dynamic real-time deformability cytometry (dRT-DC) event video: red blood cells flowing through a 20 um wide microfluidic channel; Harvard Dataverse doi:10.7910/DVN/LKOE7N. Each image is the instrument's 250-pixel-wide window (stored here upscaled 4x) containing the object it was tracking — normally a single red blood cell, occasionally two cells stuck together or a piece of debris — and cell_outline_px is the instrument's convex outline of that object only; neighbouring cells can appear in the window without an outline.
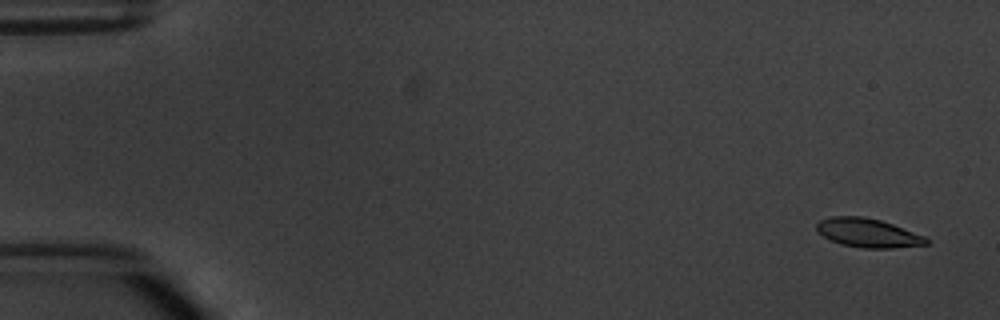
{"species": "common noctule bat (a hibernating species)", "species_latin": "Nyctalus noctula", "temperature_condition": "warm", "stored_images_in_passage": 4, "camera_frame_rate_fps": 3000, "um_per_image_px": 0.085, "animal": {"sex": "male", "body_mass_g": 20.1, "forearm_length_mm": 53.5}, "frame": {"image": 1, "passage_image": 1, "time_ms": 0.0, "image_size_px": [1000, 320], "cell_outline_px": [[928, 244], [892, 248], [864, 248], [840, 244], [816, 232], [816, 224], [820, 220], [832, 216], [864, 216], [880, 220], [892, 224], [924, 236], [928, 240]], "centroid_in_image_um": [73.74, 19.79], "position_along_channel_um": 11.3, "area_um2": 18.32}}
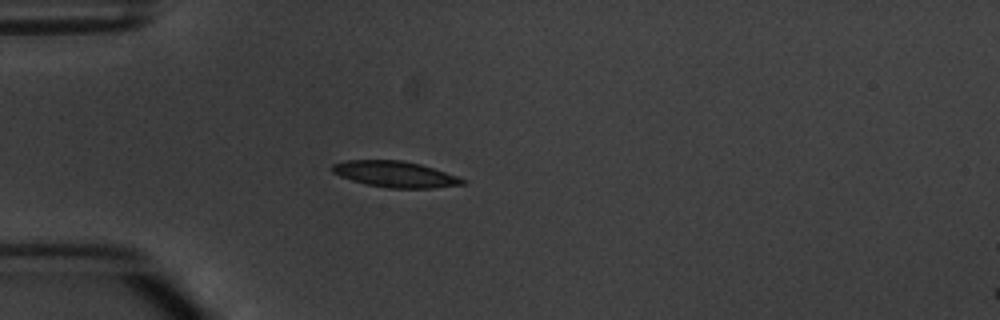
{"frame": {"image": 2, "passage_image": 4, "time_ms": 4.333, "image_size_px": [1000, 320], "cell_outline_px": [[468, 180], [464, 184], [432, 188], [388, 188], [368, 184], [352, 180], [340, 176], [332, 172], [332, 164], [348, 160], [400, 160], [420, 164]], "centroid_in_image_um": [33.58, 14.81], "position_along_channel_um": 51.4, "area_um2": 19.54}}